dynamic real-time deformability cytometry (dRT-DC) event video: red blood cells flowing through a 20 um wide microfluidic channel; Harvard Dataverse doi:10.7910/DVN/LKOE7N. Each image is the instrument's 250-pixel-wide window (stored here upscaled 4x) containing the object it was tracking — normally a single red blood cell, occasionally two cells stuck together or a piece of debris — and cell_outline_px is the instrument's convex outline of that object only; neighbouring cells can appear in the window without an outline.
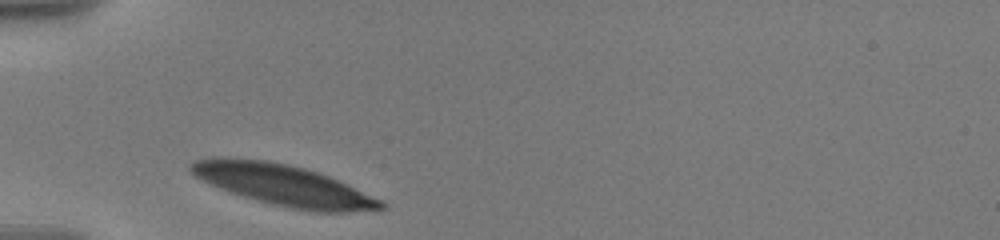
{"species": "human", "species_latin": "Homo sapiens", "temperature_condition": "warm", "stored_images_in_passage": 8, "camera_frame_rate_fps": 3000, "um_per_image_px": 0.085, "donor": {"sex": "male"}, "frame": {"image": 1, "passage_image": 1, "time_ms": 0.0, "image_size_px": [1000, 240], "cell_outline_px": [[388, 208], [348, 212], [316, 212], [292, 208], [272, 204], [256, 200], [220, 188], [196, 176], [188, 168], [188, 164], [196, 160], [212, 156], [224, 156], [268, 160], [288, 164], [304, 168], [328, 176], [380, 200], [388, 204]], "centroid_in_image_um": [24.05, 15.71], "position_along_channel_um": 61.0, "area_um2": 45.08}}
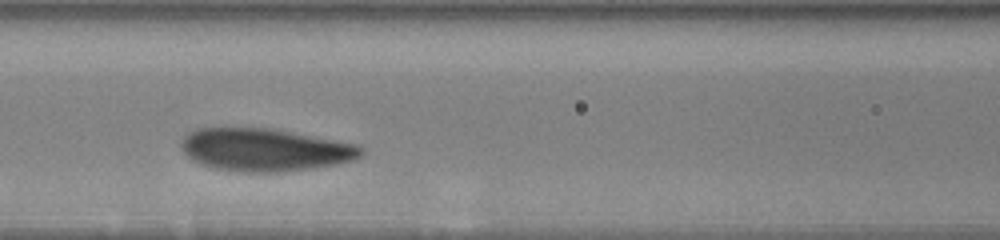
{"frame": {"image": 2, "passage_image": 6, "time_ms": 2.667, "image_size_px": [1000, 240], "cell_outline_px": [[364, 152], [360, 156], [352, 160], [336, 164], [316, 168], [280, 172], [236, 172], [212, 168], [188, 156], [184, 152], [184, 136], [188, 132], [196, 128], [268, 128], [360, 144], [364, 148]], "centroid_in_image_um": [22.58, 12.74], "position_along_channel_um": 144.0, "area_um2": 44.62}}
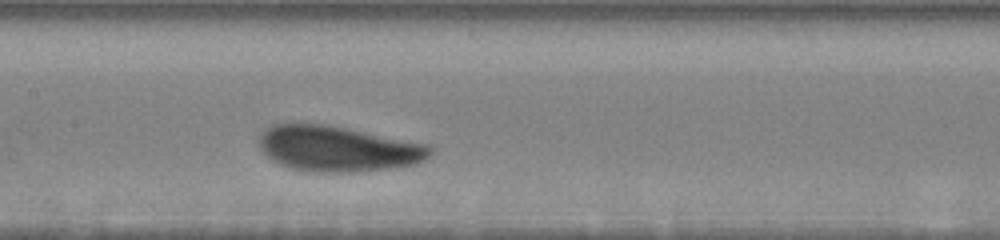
{"frame": {"image": 3, "passage_image": 8, "time_ms": 3.667, "image_size_px": [1000, 240], "cell_outline_px": [[436, 148], [424, 160], [416, 164], [392, 168], [360, 172], [312, 172], [292, 168], [272, 160], [260, 148], [260, 136], [264, 128], [272, 124], [328, 124], [432, 144]], "centroid_in_image_um": [28.8, 12.63], "position_along_channel_um": 178.6, "area_um2": 45.89}}